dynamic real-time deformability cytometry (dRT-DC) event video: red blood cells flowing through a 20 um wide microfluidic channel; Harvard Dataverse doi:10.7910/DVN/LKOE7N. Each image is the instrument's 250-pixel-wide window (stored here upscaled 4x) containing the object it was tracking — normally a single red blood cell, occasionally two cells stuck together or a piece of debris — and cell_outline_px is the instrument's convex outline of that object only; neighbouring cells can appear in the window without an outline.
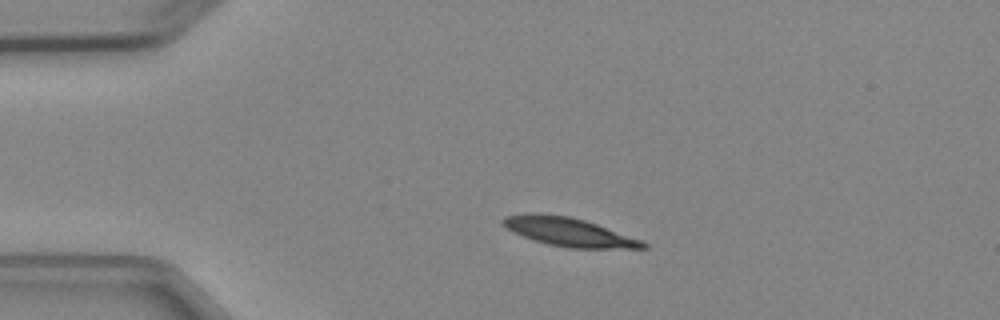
{"species": "Egyptian fruit bat (a non-hibernating species)", "species_latin": "Rousettus aegyptiacus", "temperature_condition": "cold", "stored_images_in_passage": 3, "segment_of_instrument_passage": [1, 2], "camera_frame_rate_fps": 3000, "um_per_image_px": 0.085, "animal": {"sex": "female"}, "frame": {"image": 1, "passage_image": 1, "time_ms": 0.0, "image_size_px": [1000, 320], "cell_outline_px": [[648, 248], [568, 248], [548, 244], [512, 232], [500, 224], [500, 220], [504, 216], [524, 212], [536, 212], [568, 216], [584, 220], [596, 224], [640, 240], [648, 244]], "centroid_in_image_um": [48.24, 19.69], "position_along_channel_um": 36.8, "area_um2": 23.29}}